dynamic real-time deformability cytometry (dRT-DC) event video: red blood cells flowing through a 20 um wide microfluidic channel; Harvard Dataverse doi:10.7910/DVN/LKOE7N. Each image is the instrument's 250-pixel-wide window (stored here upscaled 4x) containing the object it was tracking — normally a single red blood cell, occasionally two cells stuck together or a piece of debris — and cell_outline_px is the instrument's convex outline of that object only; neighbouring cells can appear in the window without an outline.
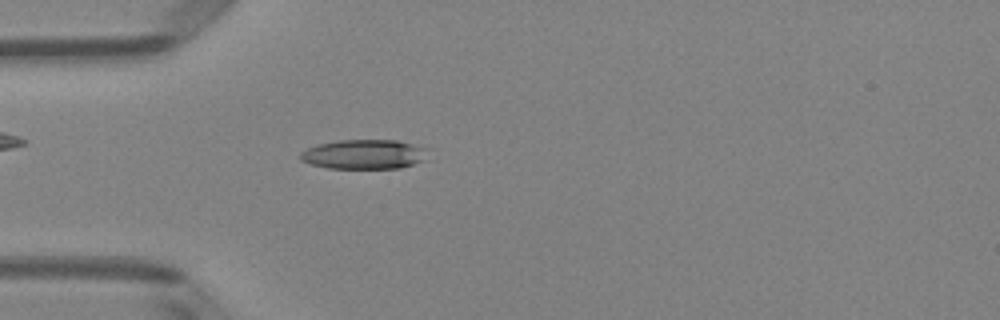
{"species": "Egyptian fruit bat (a non-hibernating species)", "species_latin": "Rousettus aegyptiacus", "temperature_condition": "room temperature", "stored_images_in_passage": 49, "camera_frame_rate_fps": 3000, "um_per_image_px": 0.085, "animal": {"sex": "female"}, "frame": {"image": 1, "passage_image": 14, "time_ms": 4.333, "image_size_px": [1000, 320], "cell_outline_px": [[432, 148], [428, 160], [400, 168], [328, 168], [312, 164], [300, 160], [300, 152], [316, 144], [340, 140], [396, 140]], "centroid_in_image_um": [31.06, 13.11], "position_along_channel_um": 53.9, "area_um2": 22.43}}
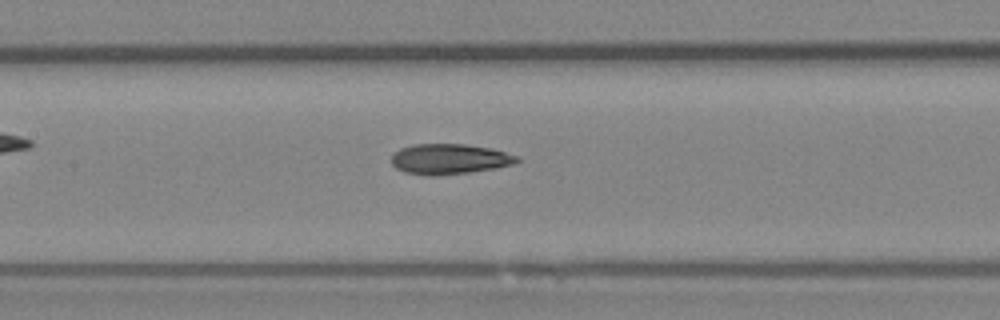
{"frame": {"image": 2, "passage_image": 23, "time_ms": 7.333, "image_size_px": [1000, 320], "cell_outline_px": [[524, 160], [512, 164], [496, 168], [468, 172], [432, 176], [428, 176], [404, 172], [396, 168], [392, 164], [392, 156], [400, 148], [412, 144], [464, 144], [492, 148], [520, 156]], "centroid_in_image_um": [38.24, 13.51], "position_along_channel_um": 169.2, "area_um2": 22.37}}
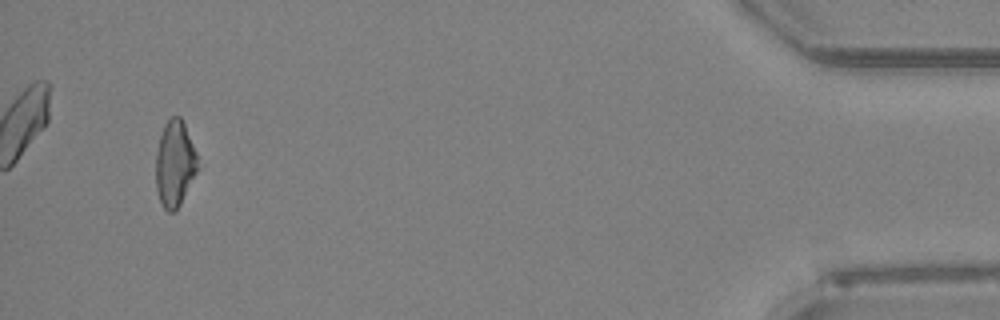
{"frame": {"image": 3, "passage_image": 47, "time_ms": 15.333, "image_size_px": [1000, 320], "cell_outline_px": [[200, 168], [180, 204], [172, 212], [168, 212], [164, 208], [160, 200], [156, 188], [156, 152], [160, 136], [164, 124], [172, 116], [180, 116], [184, 124], [196, 152]], "centroid_in_image_um": [14.87, 13.91], "position_along_channel_um": 420.3, "area_um2": 20.98}, "authors_computed_cell_mechanics": {"area_um2": 22.1952, "velocity_mm_per_s": 4.0901, "shape_relaxation_time_tau1_ms": 4.199, "shape_relaxation_time_tau2_ms": 3.1217, "deformation_change_tau1": 0.1662, "deformation_change_tau2": 0.1284}}